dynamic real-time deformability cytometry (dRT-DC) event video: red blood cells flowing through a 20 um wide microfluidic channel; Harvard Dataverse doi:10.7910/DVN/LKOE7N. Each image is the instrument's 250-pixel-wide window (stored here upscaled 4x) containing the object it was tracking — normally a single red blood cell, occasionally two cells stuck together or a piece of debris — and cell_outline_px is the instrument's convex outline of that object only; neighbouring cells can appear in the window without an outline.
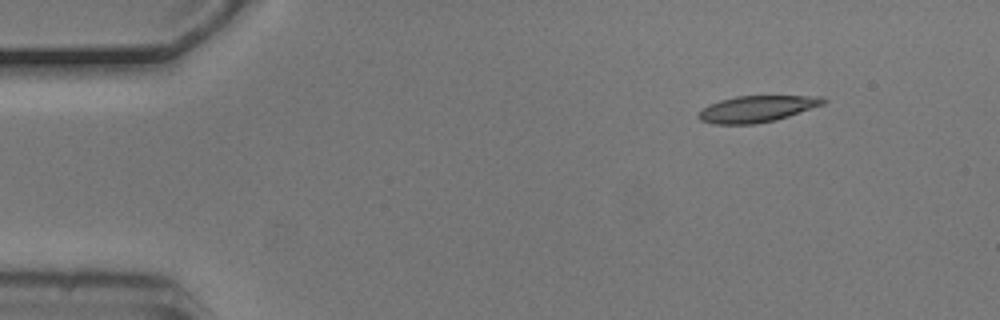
{"species": "common noctule bat (a hibernating species)", "species_latin": "Nyctalus noctula", "temperature_condition": "cold", "stored_images_in_passage": 6, "camera_frame_rate_fps": 3000, "um_per_image_px": 0.085, "animal": {"sex": "male", "body_mass_g": 20.5, "forearm_length_mm": 52.5}, "frame": {"image": 1, "passage_image": 2, "time_ms": 0.333, "image_size_px": [1000, 320], "cell_outline_px": [[828, 100], [824, 104], [776, 120], [752, 124], [712, 124], [700, 120], [696, 116], [708, 104], [720, 100], [736, 96], [820, 96]], "centroid_in_image_um": [64.32, 9.25], "position_along_channel_um": 20.7, "area_um2": 19.13}}
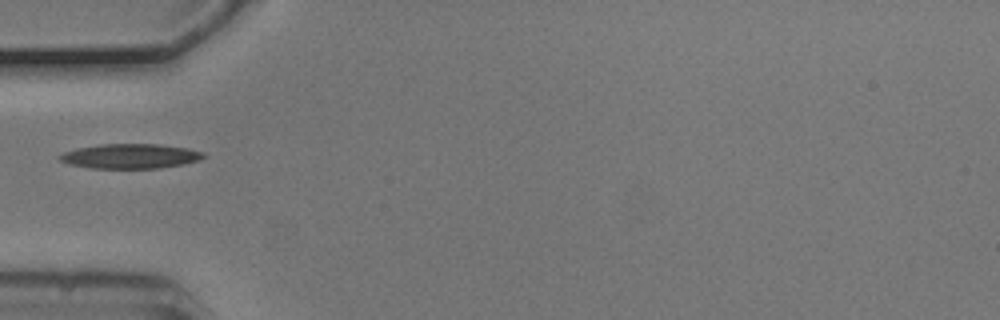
{"frame": {"image": 2, "passage_image": 5, "time_ms": 1.333, "image_size_px": [1000, 320], "cell_outline_px": [[208, 156], [200, 160], [184, 164], [160, 168], [88, 168], [68, 164], [60, 160], [56, 156], [64, 152], [76, 148], [100, 144], [160, 144], [188, 148], [204, 152]], "centroid_in_image_um": [11.09, 13.27], "position_along_channel_um": 73.9, "area_um2": 20.98}}